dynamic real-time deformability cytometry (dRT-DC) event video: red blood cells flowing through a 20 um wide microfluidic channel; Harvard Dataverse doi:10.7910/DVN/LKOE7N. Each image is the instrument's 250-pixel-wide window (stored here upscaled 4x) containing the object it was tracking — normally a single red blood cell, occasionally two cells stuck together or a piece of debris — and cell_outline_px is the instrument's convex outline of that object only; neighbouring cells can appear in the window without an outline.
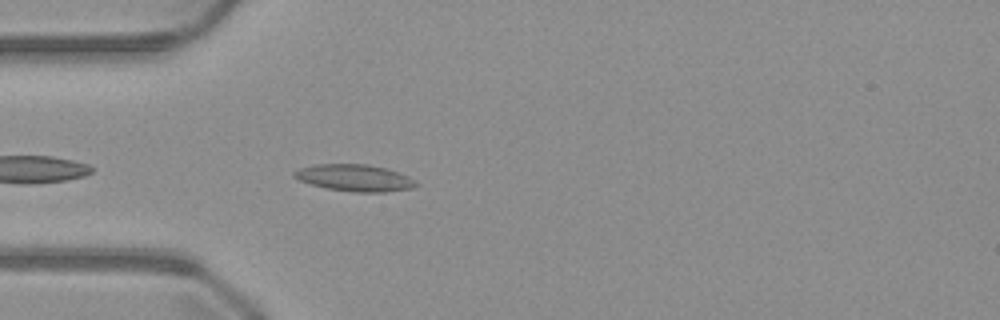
{"species": "common noctule bat (a hibernating species)", "species_latin": "Nyctalus noctula", "temperature_condition": "warm", "stored_images_in_passage": 39, "camera_frame_rate_fps": 3000, "um_per_image_px": 0.085, "animal": {"sex": "male", "body_mass_g": 23.1, "forearm_length_mm": 52.7}, "frame": {"image": 1, "passage_image": 3, "time_ms": 0.667, "image_size_px": [1000, 320], "cell_outline_px": [[420, 184], [412, 188], [384, 192], [352, 192], [328, 188], [312, 184], [300, 180], [292, 176], [292, 172], [300, 168], [316, 164], [368, 164], [384, 168], [408, 176], [416, 180]], "centroid_in_image_um": [30.15, 15.12], "position_along_channel_um": 54.8, "area_um2": 18.9}}
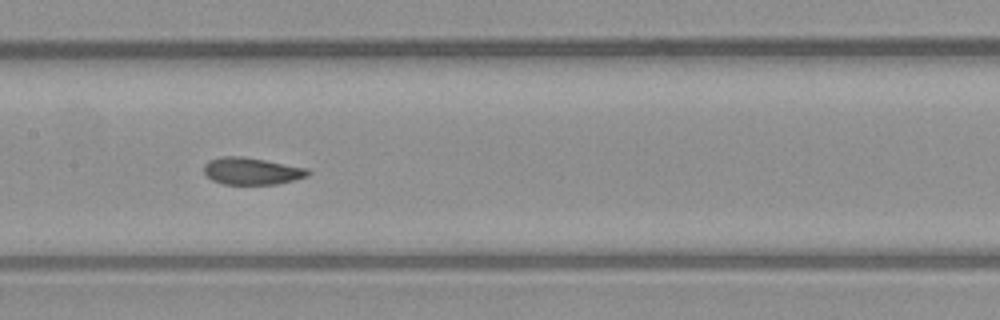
{"frame": {"image": 2, "passage_image": 13, "time_ms": 4.0, "image_size_px": [1000, 320], "cell_outline_px": [[312, 172], [308, 176], [276, 184], [224, 184], [212, 180], [204, 172], [204, 164], [208, 160], [220, 156], [244, 156], [308, 168]], "centroid_in_image_um": [21.39, 14.53], "position_along_channel_um": 186.0, "area_um2": 16.47}}
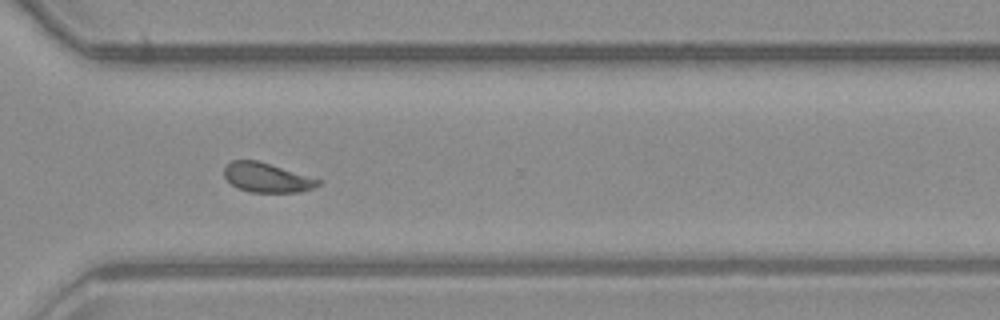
{"frame": {"image": 3, "passage_image": 25, "time_ms": 8.0, "image_size_px": [1000, 320], "cell_outline_px": [[324, 180], [320, 184], [312, 188], [300, 192], [248, 192], [232, 184], [224, 176], [224, 164], [232, 160], [256, 160]], "centroid_in_image_um": [22.69, 15.09], "position_along_channel_um": 347.9, "area_um2": 16.13}}